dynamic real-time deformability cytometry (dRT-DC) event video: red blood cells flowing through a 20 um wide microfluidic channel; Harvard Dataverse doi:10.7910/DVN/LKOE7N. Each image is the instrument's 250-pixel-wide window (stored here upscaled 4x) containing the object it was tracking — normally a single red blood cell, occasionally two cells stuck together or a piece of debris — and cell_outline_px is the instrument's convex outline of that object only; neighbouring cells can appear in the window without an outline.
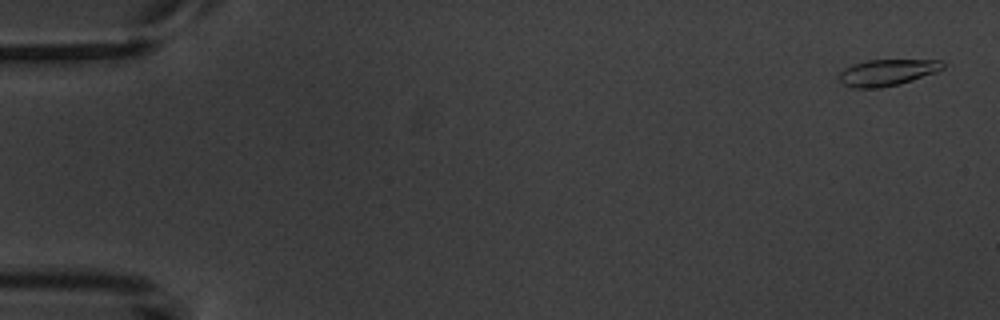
{"species": "common noctule bat (a hibernating species)", "species_latin": "Nyctalus noctula", "temperature_condition": "warm", "stored_images_in_passage": 11, "camera_frame_rate_fps": 3000, "um_per_image_px": 0.085, "animal": {"sex": "male", "body_mass_g": 20.1, "forearm_length_mm": 53.5}, "frame": {"image": 1, "passage_image": 1, "time_ms": 0.0, "image_size_px": [1000, 320], "cell_outline_px": [[944, 68], [936, 72], [900, 84], [880, 88], [852, 88], [840, 84], [836, 76], [844, 68], [852, 64], [868, 60], [940, 60], [944, 64]], "centroid_in_image_um": [75.33, 6.17], "position_along_channel_um": 9.7, "area_um2": 16.18}}
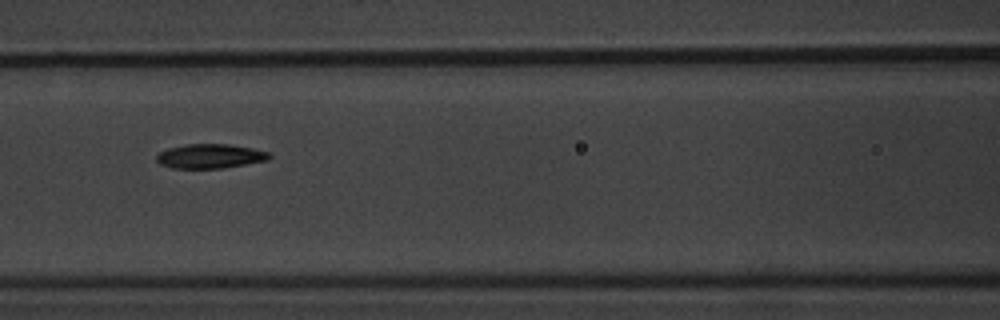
{"frame": {"image": 2, "passage_image": 7, "time_ms": 7.667, "image_size_px": [1000, 320], "cell_outline_px": [[272, 156], [268, 160], [220, 168], [172, 168], [160, 164], [156, 160], [156, 156], [160, 152], [168, 148], [188, 144], [228, 144], [252, 148], [268, 152]], "centroid_in_image_um": [17.84, 13.27], "position_along_channel_um": 148.8, "area_um2": 15.84}}
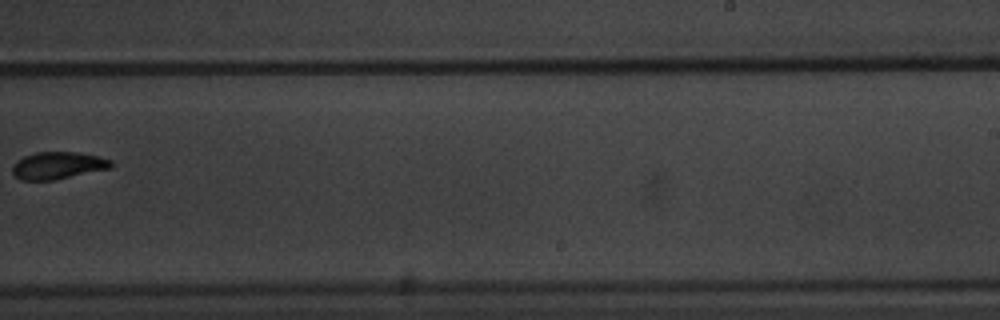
{"frame": {"image": 3, "passage_image": 10, "time_ms": 11.333, "image_size_px": [1000, 320], "cell_outline_px": [[112, 168], [52, 180], [20, 180], [12, 172], [12, 164], [16, 160], [24, 156], [36, 152], [76, 152], [96, 156], [112, 160]], "centroid_in_image_um": [4.89, 14.06], "position_along_channel_um": 284.1, "area_um2": 15.61}}